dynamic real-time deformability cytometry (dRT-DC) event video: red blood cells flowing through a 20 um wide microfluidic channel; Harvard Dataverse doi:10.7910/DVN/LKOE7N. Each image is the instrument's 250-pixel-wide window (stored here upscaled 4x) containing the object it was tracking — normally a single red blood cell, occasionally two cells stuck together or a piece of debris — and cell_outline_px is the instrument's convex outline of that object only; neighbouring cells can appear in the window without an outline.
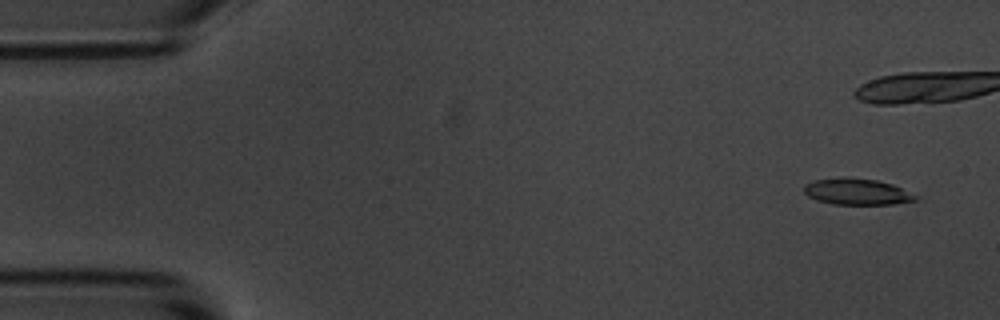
{"species": "common noctule bat (a hibernating species)", "species_latin": "Nyctalus noctula", "temperature_condition": "room temperature", "stored_images_in_passage": 7, "camera_frame_rate_fps": 3000, "um_per_image_px": 0.085, "animal": {"sex": "male", "body_mass_g": 20.1, "forearm_length_mm": 53.5}, "frame": {"image": 1, "passage_image": 1, "time_ms": 0.0, "image_size_px": [1000, 320], "cell_outline_px": [[920, 200], [892, 204], [832, 204], [816, 200], [808, 196], [804, 192], [804, 184], [816, 180], [844, 176], [876, 180], [892, 184], [920, 196]], "centroid_in_image_um": [72.87, 16.29], "position_along_channel_um": 12.1, "area_um2": 17.28}}